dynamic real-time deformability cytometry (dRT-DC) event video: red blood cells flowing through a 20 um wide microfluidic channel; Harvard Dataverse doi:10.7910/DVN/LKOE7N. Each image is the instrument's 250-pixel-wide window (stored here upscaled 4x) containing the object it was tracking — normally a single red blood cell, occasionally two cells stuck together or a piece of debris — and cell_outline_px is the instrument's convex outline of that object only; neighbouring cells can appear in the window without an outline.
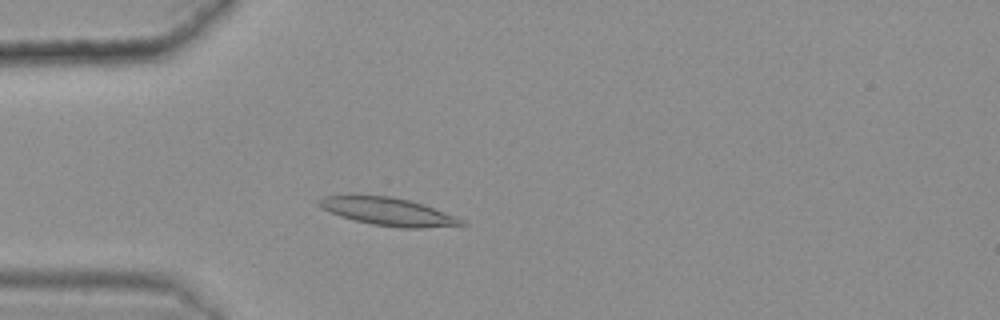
{"species": "common noctule bat (a hibernating species)", "species_latin": "Nyctalus noctula", "temperature_condition": "warm", "stored_images_in_passage": 44, "camera_frame_rate_fps": 3000, "um_per_image_px": 0.085, "animal": {"sex": "female", "body_mass_g": 25.1}, "frame": {"image": 1, "passage_image": 13, "time_ms": 4.0, "image_size_px": [1000, 320], "cell_outline_px": [[468, 224], [420, 228], [400, 228], [372, 224], [340, 216], [328, 212], [320, 208], [316, 204], [316, 200], [324, 196], [388, 196], [408, 200], [424, 204], [456, 216], [464, 220]], "centroid_in_image_um": [32.97, 17.99], "position_along_channel_um": 52.0, "area_um2": 22.95}}
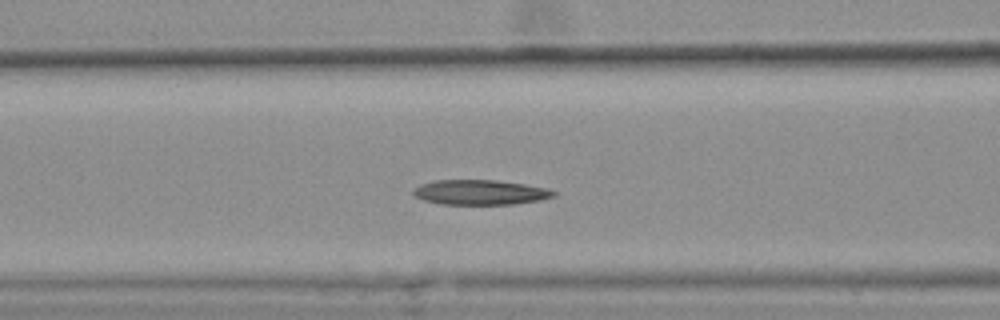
{"frame": {"image": 2, "passage_image": 20, "time_ms": 6.333, "image_size_px": [1000, 320], "cell_outline_px": [[556, 196], [540, 200], [512, 204], [440, 204], [424, 200], [416, 196], [412, 192], [420, 184], [436, 180], [496, 180], [524, 184], [548, 188], [556, 192]], "centroid_in_image_um": [40.84, 16.34], "position_along_channel_um": 125.8, "area_um2": 20.29}}
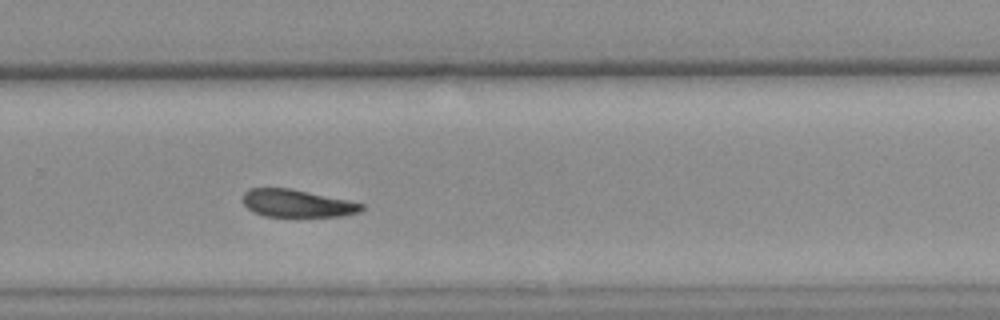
{"frame": {"image": 3, "passage_image": 35, "time_ms": 11.333, "image_size_px": [1000, 320], "cell_outline_px": [[364, 208], [360, 212], [344, 216], [264, 216], [252, 212], [244, 204], [240, 196], [248, 188], [288, 188], [348, 200], [364, 204]], "centroid_in_image_um": [25.21, 17.28], "position_along_channel_um": 304.6, "area_um2": 19.13}, "authors_computed_cell_mechanics": {"area_um2": 20.9525, "velocity_mm_per_s": 3.5845, "shape_relaxation_time_tau1_ms": null, "shape_relaxation_time_tau2_ms": 8.2567, "deformation_change_tau1": null, "deformation_change_tau2": 0.1746}}